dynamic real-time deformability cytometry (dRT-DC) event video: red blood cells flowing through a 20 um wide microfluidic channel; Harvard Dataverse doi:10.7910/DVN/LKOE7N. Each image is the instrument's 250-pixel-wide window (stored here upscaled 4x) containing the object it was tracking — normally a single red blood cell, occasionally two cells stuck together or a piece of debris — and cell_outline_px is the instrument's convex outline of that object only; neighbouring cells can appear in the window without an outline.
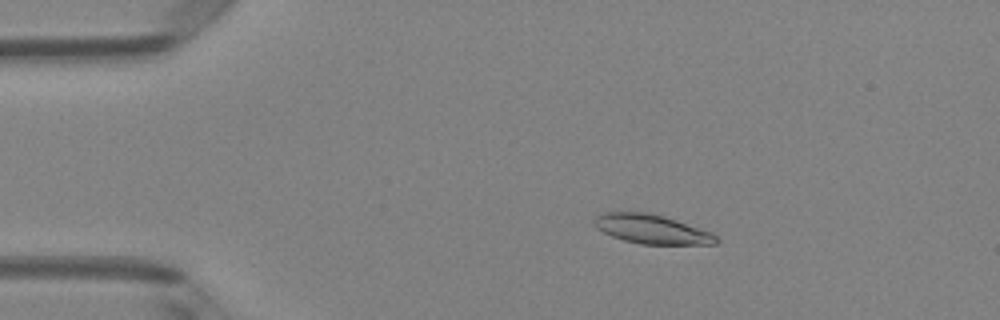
{"species": "Egyptian fruit bat (a non-hibernating species)", "species_latin": "Rousettus aegyptiacus", "temperature_condition": "room temperature", "stored_images_in_passage": 51, "camera_frame_rate_fps": 3000, "um_per_image_px": 0.085, "animal": {"sex": "female"}, "frame": {"image": 1, "passage_image": 10, "time_ms": 3.0, "image_size_px": [1000, 320], "cell_outline_px": [[720, 240], [716, 244], [640, 244], [624, 240], [612, 236], [596, 228], [592, 224], [592, 220], [596, 216], [604, 212], [648, 212], [664, 216], [712, 232]], "centroid_in_image_um": [55.38, 19.47], "position_along_channel_um": 29.6, "area_um2": 20.81}}
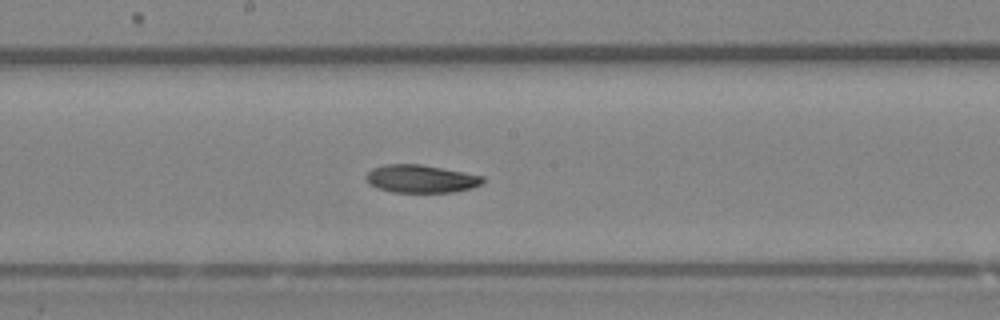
{"frame": {"image": 2, "passage_image": 28, "time_ms": 9.0, "image_size_px": [1000, 320], "cell_outline_px": [[484, 180], [480, 184], [472, 188], [452, 192], [392, 192], [376, 188], [368, 184], [364, 176], [372, 168], [384, 164], [420, 164], [484, 176]], "centroid_in_image_um": [35.72, 15.2], "position_along_channel_um": 212.5, "area_um2": 19.02}}
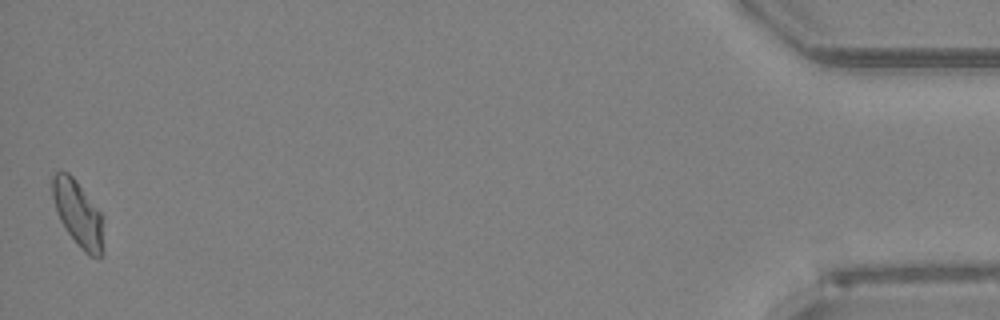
{"frame": {"image": 3, "passage_image": 51, "time_ms": 16.667, "image_size_px": [1000, 320], "cell_outline_px": [[104, 216], [100, 256], [88, 256], [80, 248], [68, 232], [60, 220], [52, 196], [52, 176], [56, 172], [68, 172], [76, 180]], "centroid_in_image_um": [6.63, 18.13], "position_along_channel_um": 428.6, "area_um2": 19.31}, "authors_computed_cell_mechanics": {"area_um2": 19.652, "velocity_mm_per_s": 4.0155, "shape_relaxation_time_tau1_ms": 4.1565, "shape_relaxation_time_tau2_ms": 5.7165, "deformation_change_tau1": 0.1485, "deformation_change_tau2": 0.1211}}